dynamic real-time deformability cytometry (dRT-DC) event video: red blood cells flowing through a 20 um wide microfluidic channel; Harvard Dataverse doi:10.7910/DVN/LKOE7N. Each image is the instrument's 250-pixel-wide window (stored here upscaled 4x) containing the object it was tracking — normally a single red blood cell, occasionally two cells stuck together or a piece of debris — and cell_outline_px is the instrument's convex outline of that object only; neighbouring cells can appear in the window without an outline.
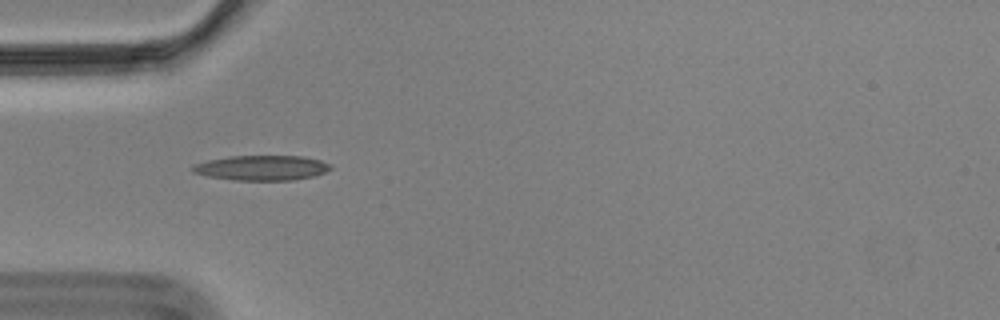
{"species": "Egyptian fruit bat (a non-hibernating species)", "species_latin": "Rousettus aegyptiacus", "temperature_condition": "cold", "stored_images_in_passage": 43, "segment_of_instrument_passage": [1, 2], "camera_frame_rate_fps": 3000, "um_per_image_px": 0.085, "animal": {"sex": "male"}, "frame": {"image": 1, "passage_image": 4, "time_ms": 1.0, "image_size_px": [1000, 320], "cell_outline_px": [[332, 168], [324, 172], [312, 176], [292, 180], [232, 180], [208, 176], [192, 172], [192, 164], [208, 160], [232, 156], [300, 156], [320, 160], [332, 164]], "centroid_in_image_um": [22.23, 14.26], "position_along_channel_um": 62.8, "area_um2": 20.0}}
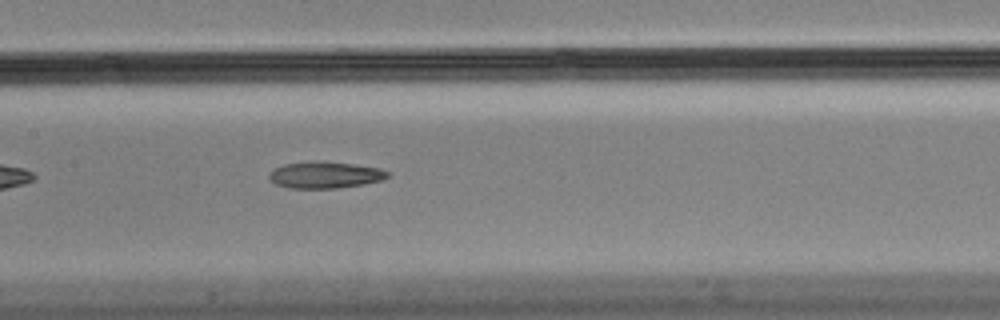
{"frame": {"image": 2, "passage_image": 14, "time_ms": 4.333, "image_size_px": [1000, 320], "cell_outline_px": [[388, 176], [380, 180], [364, 184], [336, 188], [288, 188], [276, 184], [268, 176], [268, 172], [272, 168], [284, 164], [352, 164], [380, 168], [388, 172]], "centroid_in_image_um": [27.6, 14.92], "position_along_channel_um": 179.8, "area_um2": 17.4}}
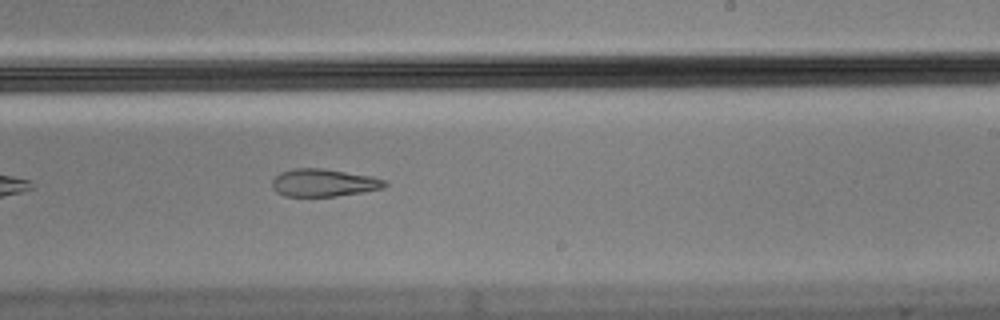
{"frame": {"image": 3, "passage_image": 21, "time_ms": 6.667, "image_size_px": [1000, 320], "cell_outline_px": [[388, 184], [384, 188], [336, 196], [284, 196], [276, 192], [272, 188], [272, 180], [280, 172], [292, 168], [324, 168], [372, 176], [384, 180]], "centroid_in_image_um": [27.49, 15.52], "position_along_channel_um": 261.5, "area_um2": 18.21}}